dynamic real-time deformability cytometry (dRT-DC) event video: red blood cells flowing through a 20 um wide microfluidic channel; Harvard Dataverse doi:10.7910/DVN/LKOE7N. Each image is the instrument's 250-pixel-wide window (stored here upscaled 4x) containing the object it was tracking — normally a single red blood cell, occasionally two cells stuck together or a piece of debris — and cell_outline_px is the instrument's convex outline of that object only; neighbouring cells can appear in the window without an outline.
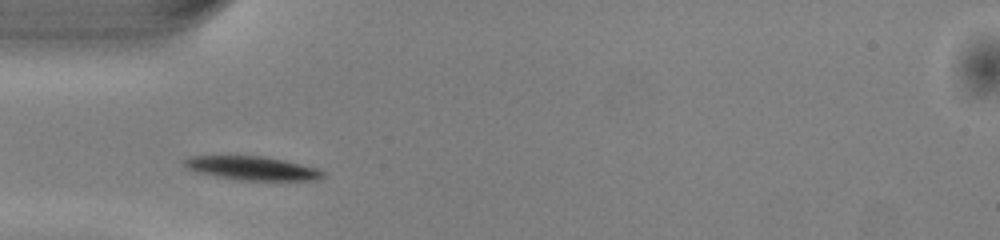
{"species": "common noctule bat (a hibernating species)", "species_latin": "Nyctalus noctula", "temperature_condition": "warm", "stored_images_in_passage": 38, "camera_frame_rate_fps": 3000, "um_per_image_px": 0.085, "animal": {"sex": "male", "body_mass_g": 13.0, "forearm_length_mm": 53.1}, "frame": {"image": 1, "passage_image": 3, "time_ms": 0.667, "image_size_px": [1000, 240], "cell_outline_px": [[324, 176], [316, 180], [240, 180], [216, 176], [196, 172], [184, 168], [180, 164], [180, 160], [188, 156], [264, 156], [284, 160], [316, 168], [324, 172]], "centroid_in_image_um": [21.32, 14.29], "position_along_channel_um": 63.7, "area_um2": 19.31}}
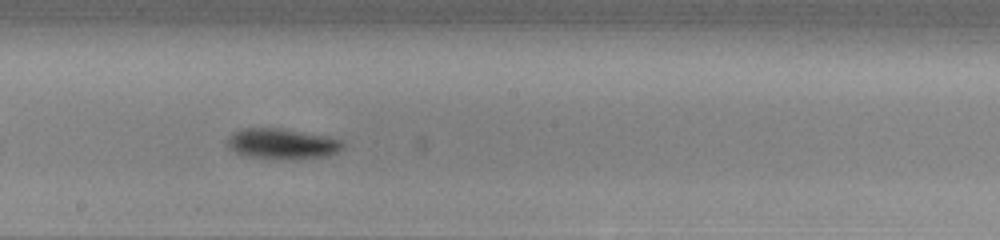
{"frame": {"image": 2, "passage_image": 15, "time_ms": 4.667, "image_size_px": [1000, 240], "cell_outline_px": [[344, 148], [328, 156], [292, 160], [244, 156], [236, 152], [228, 144], [228, 140], [236, 132], [244, 128], [280, 128], [328, 136], [340, 140], [344, 144]], "centroid_in_image_um": [24.06, 12.24], "position_along_channel_um": 224.1, "area_um2": 20.4}}
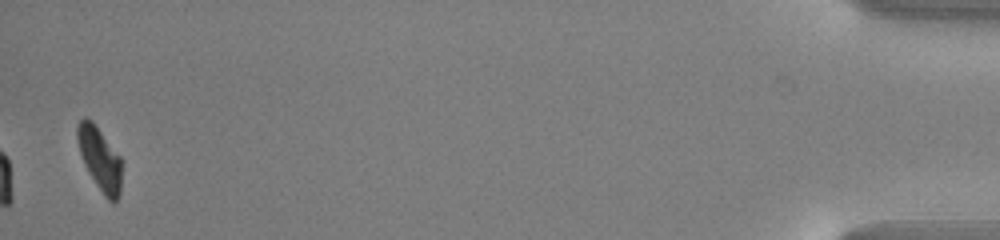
{"frame": {"image": 3, "passage_image": 37, "time_ms": 12.0, "image_size_px": [1000, 240], "cell_outline_px": [[120, 192], [116, 204], [112, 204], [104, 196], [88, 172], [84, 164], [80, 152], [76, 136], [76, 124], [84, 116], [92, 120], [120, 156]], "centroid_in_image_um": [8.46, 13.49], "position_along_channel_um": 426.7, "area_um2": 16.36}, "authors_computed_cell_mechanics": {"area_um2": 19.2763, "velocity_mm_per_s": 4.0486, "shape_relaxation_time_tau1_ms": 1.5799, "shape_relaxation_time_tau2_ms": null, "deformation_change_tau1": 0.1253, "deformation_change_tau2": null}}